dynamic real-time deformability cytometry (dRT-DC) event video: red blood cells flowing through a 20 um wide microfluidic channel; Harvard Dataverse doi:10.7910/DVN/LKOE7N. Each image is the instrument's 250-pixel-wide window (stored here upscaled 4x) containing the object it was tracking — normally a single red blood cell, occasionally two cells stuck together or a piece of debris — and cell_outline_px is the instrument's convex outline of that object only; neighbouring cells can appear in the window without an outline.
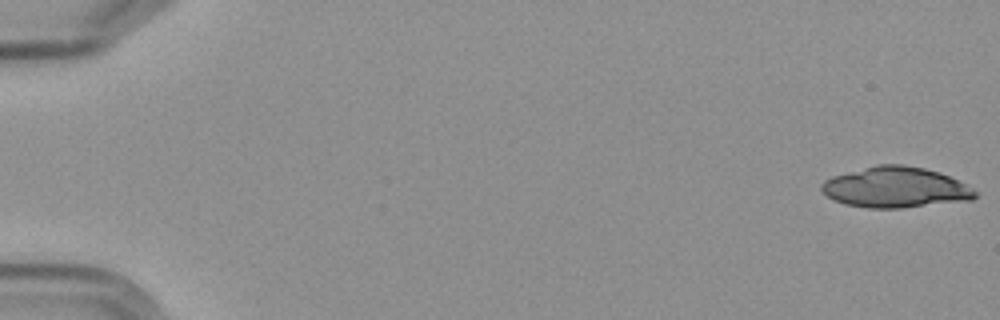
{"species": "Egyptian fruit bat (a non-hibernating species)", "species_latin": "Rousettus aegyptiacus", "temperature_condition": "cold", "stored_images_in_passage": 5, "camera_frame_rate_fps": 3000, "um_per_image_px": 0.085, "frame": {"image": 1, "passage_image": 1, "time_ms": 0.0, "image_size_px": [1000, 320], "cell_outline_px": [[976, 196], [972, 200], [900, 208], [868, 208], [844, 204], [828, 196], [820, 188], [820, 184], [824, 180], [832, 176], [876, 164], [904, 164], [924, 168], [940, 172], [964, 184], [976, 192]], "centroid_in_image_um": [76.09, 15.92], "position_along_channel_um": 8.9, "area_um2": 36.3}}